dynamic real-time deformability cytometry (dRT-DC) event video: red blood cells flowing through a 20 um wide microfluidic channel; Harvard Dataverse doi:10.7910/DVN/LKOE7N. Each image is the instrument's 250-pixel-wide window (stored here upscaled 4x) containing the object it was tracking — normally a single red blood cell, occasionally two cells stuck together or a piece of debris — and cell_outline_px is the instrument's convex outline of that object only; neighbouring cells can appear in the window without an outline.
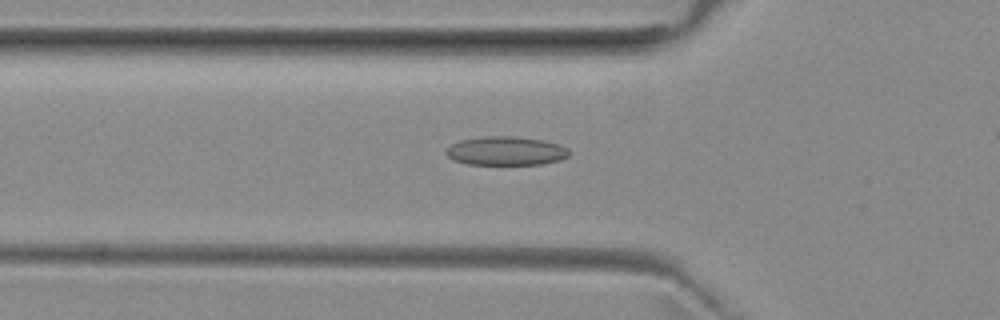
{"species": "common noctule bat (a hibernating species)", "species_latin": "Nyctalus noctula", "temperature_condition": "room temperature", "stored_images_in_passage": 42, "camera_frame_rate_fps": 3000, "um_per_image_px": 0.085, "animal": {"sex": "female", "body_mass_g": 29.2, "forearm_length_mm": 56.3}, "frame": {"image": 1, "passage_image": 17, "time_ms": 5.333, "image_size_px": [1000, 320], "cell_outline_px": [[568, 156], [560, 160], [540, 164], [468, 164], [452, 160], [444, 152], [452, 144], [460, 140], [484, 136], [512, 136], [544, 140], [560, 144], [568, 148]], "centroid_in_image_um": [43.0, 12.82], "position_along_channel_um": 82.8, "area_um2": 20.63}}
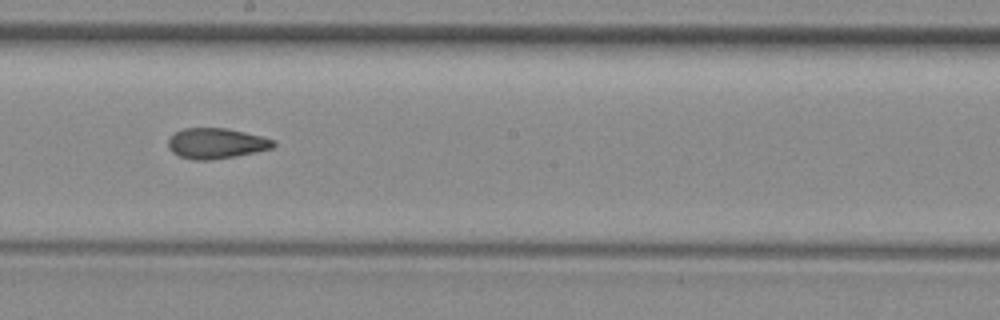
{"frame": {"image": 2, "passage_image": 28, "time_ms": 9.0, "image_size_px": [1000, 320], "cell_outline_px": [[276, 144], [272, 148], [212, 160], [192, 160], [180, 156], [172, 152], [168, 148], [168, 140], [176, 132], [184, 128], [228, 128], [276, 140]], "centroid_in_image_um": [18.36, 12.18], "position_along_channel_um": 229.8, "area_um2": 18.5}}
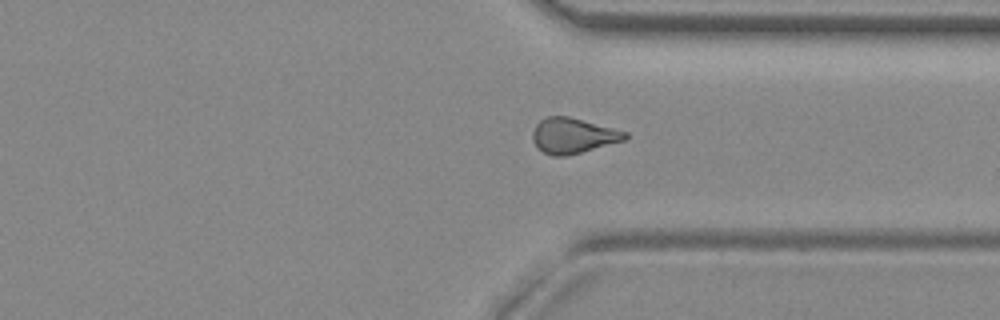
{"frame": {"image": 3, "passage_image": 38, "time_ms": 12.333, "image_size_px": [1000, 320], "cell_outline_px": [[628, 136], [624, 140], [580, 152], [564, 156], [552, 156], [536, 148], [532, 140], [532, 132], [536, 124], [540, 120], [548, 116], [568, 116], [628, 132]], "centroid_in_image_um": [48.66, 11.52], "position_along_channel_um": 362.7, "area_um2": 18.9}}